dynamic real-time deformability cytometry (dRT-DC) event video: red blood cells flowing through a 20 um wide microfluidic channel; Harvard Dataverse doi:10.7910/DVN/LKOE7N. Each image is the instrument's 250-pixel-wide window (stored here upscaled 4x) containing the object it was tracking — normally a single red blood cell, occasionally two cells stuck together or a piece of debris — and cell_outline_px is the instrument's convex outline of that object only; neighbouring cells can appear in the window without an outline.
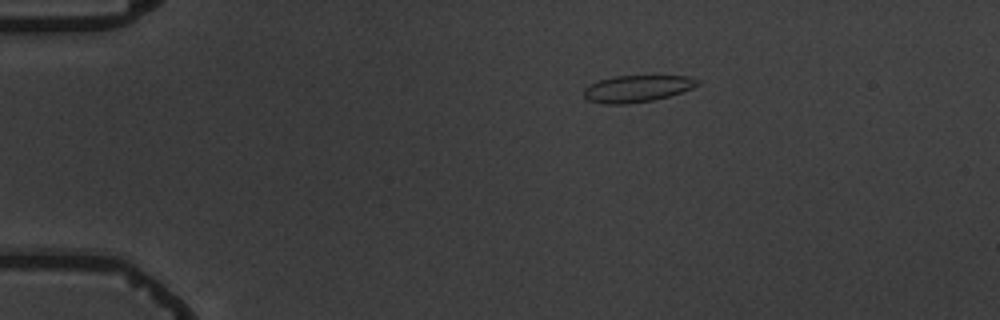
{"species": "common noctule bat (a hibernating species)", "species_latin": "Nyctalus noctula", "temperature_condition": "warm", "stored_images_in_passage": 5, "camera_frame_rate_fps": 3000, "um_per_image_px": 0.085, "animal": {"sex": "male", "body_mass_g": 19.5, "forearm_length_mm": 54.6}, "frame": {"image": 1, "passage_image": 1, "time_ms": 0.0, "image_size_px": [1000, 320], "cell_outline_px": [[700, 84], [692, 88], [668, 96], [652, 100], [624, 104], [604, 104], [588, 100], [584, 96], [584, 88], [588, 84], [612, 76], [688, 76], [700, 80]], "centroid_in_image_um": [54.13, 7.52], "position_along_channel_um": 30.9, "area_um2": 17.69}}
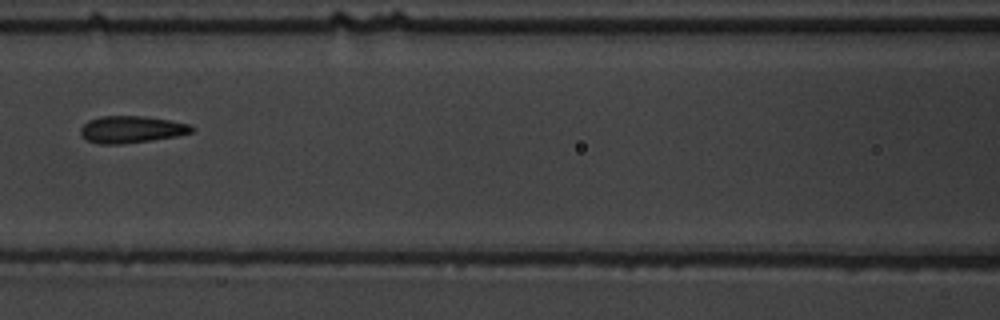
{"frame": {"image": 2, "passage_image": 5, "time_ms": 5.0, "image_size_px": [1000, 320], "cell_outline_px": [[196, 128], [192, 132], [176, 136], [152, 140], [124, 144], [100, 144], [88, 140], [80, 136], [80, 128], [88, 120], [100, 116], [144, 116], [168, 120], [188, 124]], "centroid_in_image_um": [11.14, 11.0], "position_along_channel_um": 155.5, "area_um2": 17.51}}